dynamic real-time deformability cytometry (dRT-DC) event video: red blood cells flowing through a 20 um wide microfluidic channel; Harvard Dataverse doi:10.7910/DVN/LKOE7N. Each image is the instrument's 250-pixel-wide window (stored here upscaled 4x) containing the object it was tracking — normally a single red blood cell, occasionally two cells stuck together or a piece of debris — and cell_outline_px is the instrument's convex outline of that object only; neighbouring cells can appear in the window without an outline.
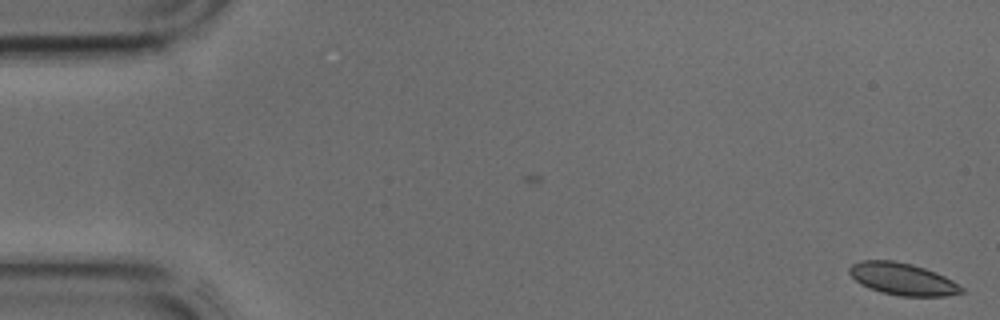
{"species": "common noctule bat (a hibernating species)", "species_latin": "Nyctalus noctula", "temperature_condition": "cold", "stored_images_in_passage": 2, "camera_frame_rate_fps": 3000, "um_per_image_px": 0.085, "animal": {"sex": "male", "body_mass_g": 17.9, "forearm_length_mm": 54.2}, "frame": {"image": 1, "passage_image": 2, "time_ms": 0.333, "image_size_px": [1000, 320], "cell_outline_px": [[964, 292], [944, 296], [900, 296], [880, 292], [860, 284], [848, 272], [848, 268], [852, 264], [860, 260], [892, 260], [912, 264], [936, 272], [952, 280], [964, 288]], "centroid_in_image_um": [76.7, 23.71], "position_along_channel_um": 8.3, "area_um2": 20.98}}